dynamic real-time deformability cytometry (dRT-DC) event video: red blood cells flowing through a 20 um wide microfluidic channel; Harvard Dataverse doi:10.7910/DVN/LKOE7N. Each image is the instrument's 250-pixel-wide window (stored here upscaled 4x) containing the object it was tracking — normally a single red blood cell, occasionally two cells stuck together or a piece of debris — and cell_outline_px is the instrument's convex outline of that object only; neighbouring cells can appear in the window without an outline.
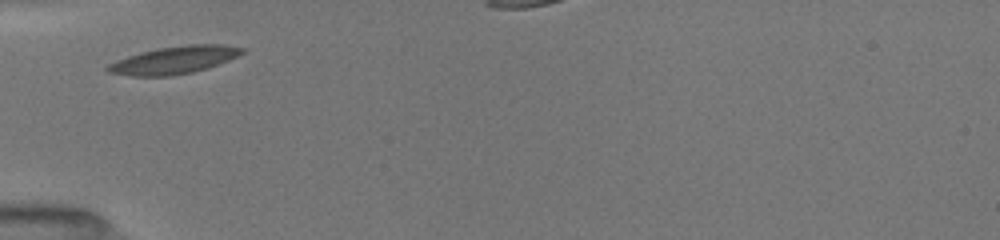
{"species": "common noctule bat (a hibernating species)", "species_latin": "Nyctalus noctula", "temperature_condition": "room temperature", "stored_images_in_passage": 3, "segment_of_instrument_passage": [1, 2], "camera_frame_rate_fps": 3000, "um_per_image_px": 0.085, "animal": {"sex": "female", "body_mass_g": 19.5, "forearm_length_mm": 54.1}, "frame": {"image": 1, "passage_image": 1, "time_ms": 0.0, "image_size_px": [1000, 240], "cell_outline_px": [[244, 52], [228, 60], [208, 68], [192, 72], [172, 76], [132, 76], [108, 72], [104, 68], [108, 64], [116, 60], [140, 52], [160, 48], [188, 44], [224, 44], [244, 48]], "centroid_in_image_um": [14.79, 5.1], "position_along_channel_um": 70.2, "area_um2": 21.5}}